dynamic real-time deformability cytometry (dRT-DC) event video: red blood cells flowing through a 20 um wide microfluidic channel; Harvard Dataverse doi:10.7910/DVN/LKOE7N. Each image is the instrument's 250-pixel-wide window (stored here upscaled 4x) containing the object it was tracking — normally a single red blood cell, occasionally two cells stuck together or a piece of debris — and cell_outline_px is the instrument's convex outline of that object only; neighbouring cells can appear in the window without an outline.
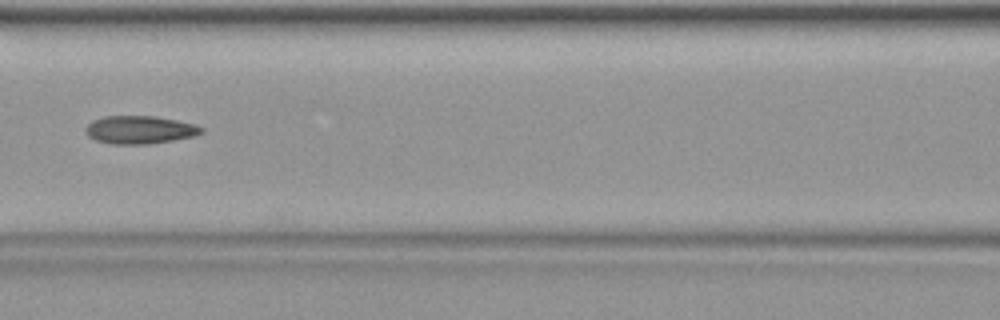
{"species": "common noctule bat (a hibernating species)", "species_latin": "Nyctalus noctula", "temperature_condition": "warm", "stored_images_in_passage": 42, "camera_frame_rate_fps": 3000, "um_per_image_px": 0.085, "animal": {"sex": "female", "body_mass_g": 19.9}, "frame": {"image": 1, "passage_image": 19, "time_ms": 6.0, "image_size_px": [1000, 320], "cell_outline_px": [[204, 132], [196, 136], [148, 144], [112, 144], [96, 140], [88, 136], [84, 132], [84, 128], [92, 120], [104, 116], [156, 116], [196, 124], [204, 128]], "centroid_in_image_um": [11.88, 11.03], "position_along_channel_um": 154.7, "area_um2": 19.07}}